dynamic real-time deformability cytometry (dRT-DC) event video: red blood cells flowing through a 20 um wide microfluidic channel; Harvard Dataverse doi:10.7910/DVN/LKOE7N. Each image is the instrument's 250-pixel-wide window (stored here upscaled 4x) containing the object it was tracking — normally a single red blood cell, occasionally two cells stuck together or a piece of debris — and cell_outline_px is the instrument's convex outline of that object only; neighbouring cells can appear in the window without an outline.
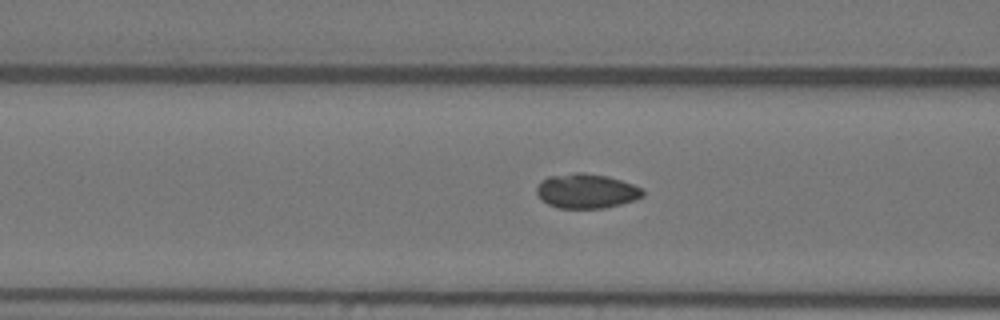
{"species": "Egyptian fruit bat (a non-hibernating species)", "species_latin": "Rousettus aegyptiacus", "temperature_condition": "warm", "stored_images_in_passage": 56, "camera_frame_rate_fps": 3000, "um_per_image_px": 0.085, "animal": {"sex": "female"}, "frame": {"image": 1, "passage_image": 22, "time_ms": 7.0, "image_size_px": [1000, 320], "cell_outline_px": [[644, 196], [636, 200], [604, 208], [560, 208], [548, 204], [536, 192], [536, 188], [540, 180], [548, 176], [576, 172], [584, 172], [608, 176], [644, 188]], "centroid_in_image_um": [49.87, 16.22], "position_along_channel_um": 116.7, "area_um2": 21.5}}
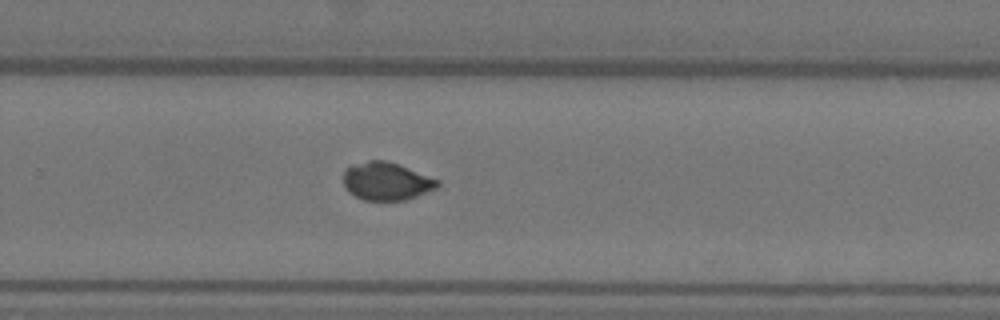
{"frame": {"image": 2, "passage_image": 37, "time_ms": 12.0, "image_size_px": [1000, 320], "cell_outline_px": [[440, 184], [436, 188], [416, 196], [404, 200], [364, 200], [348, 192], [344, 184], [344, 172], [352, 164], [368, 160], [384, 160], [400, 164], [440, 180]], "centroid_in_image_um": [32.85, 15.39], "position_along_channel_um": 296.9, "area_um2": 20.81}}
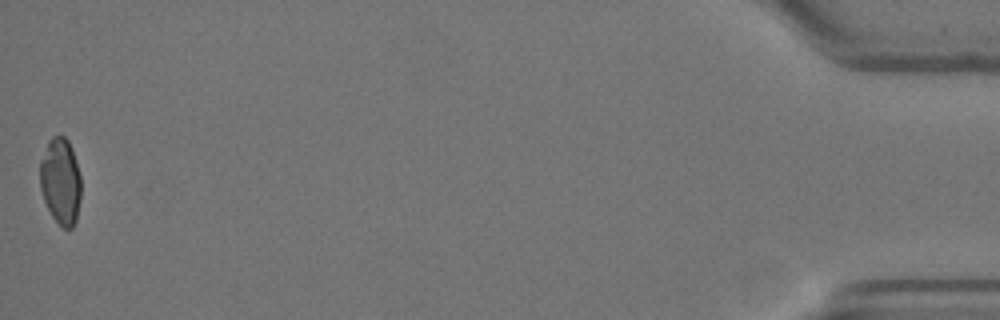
{"frame": {"image": 3, "passage_image": 56, "time_ms": 18.333, "image_size_px": [1000, 320], "cell_outline_px": [[80, 200], [76, 220], [72, 228], [64, 228], [52, 216], [44, 200], [40, 188], [40, 160], [48, 140], [52, 136], [64, 136], [68, 140], [72, 148], [80, 176]], "centroid_in_image_um": [5.14, 15.38], "position_along_channel_um": 430.1, "area_um2": 20.63}}